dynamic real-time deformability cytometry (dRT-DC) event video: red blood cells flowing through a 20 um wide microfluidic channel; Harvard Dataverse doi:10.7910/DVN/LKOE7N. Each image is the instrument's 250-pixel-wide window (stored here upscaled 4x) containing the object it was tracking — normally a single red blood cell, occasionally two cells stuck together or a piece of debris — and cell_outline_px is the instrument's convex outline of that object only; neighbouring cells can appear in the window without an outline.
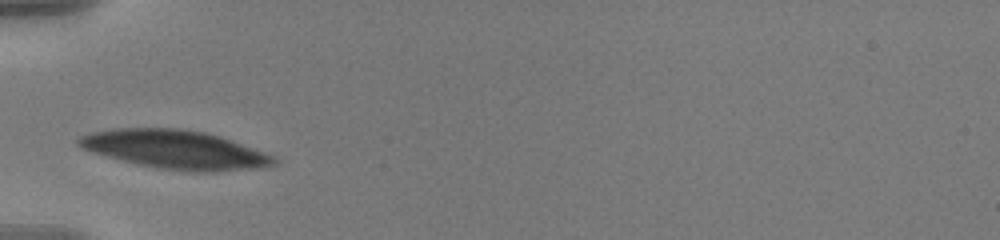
{"species": "human", "species_latin": "Homo sapiens", "temperature_condition": "warm", "stored_images_in_passage": 33, "camera_frame_rate_fps": 3000, "um_per_image_px": 0.085, "donor": {"sex": "male"}, "frame": {"image": 1, "passage_image": 1, "time_ms": 0.0, "image_size_px": [1000, 240], "cell_outline_px": [[280, 160], [276, 164], [216, 172], [192, 172], [160, 168], [136, 164], [120, 160], [92, 152], [80, 148], [76, 144], [76, 140], [80, 136], [92, 132], [112, 128], [180, 128], [204, 132], [220, 136], [276, 156]], "centroid_in_image_um": [14.85, 12.7], "position_along_channel_um": 70.2, "area_um2": 43.99}}
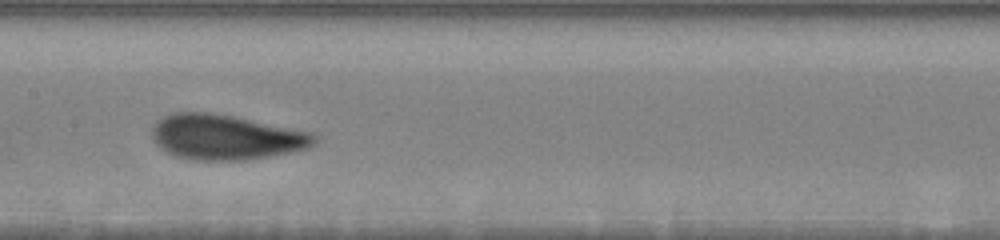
{"frame": {"image": 2, "passage_image": 11, "time_ms": 3.333, "image_size_px": [1000, 240], "cell_outline_px": [[316, 140], [308, 148], [292, 152], [244, 160], [196, 160], [176, 156], [160, 148], [156, 144], [152, 136], [152, 128], [156, 120], [172, 112], [208, 112], [232, 116], [308, 132], [316, 136]], "centroid_in_image_um": [19.12, 11.66], "position_along_channel_um": 188.3, "area_um2": 42.19}}
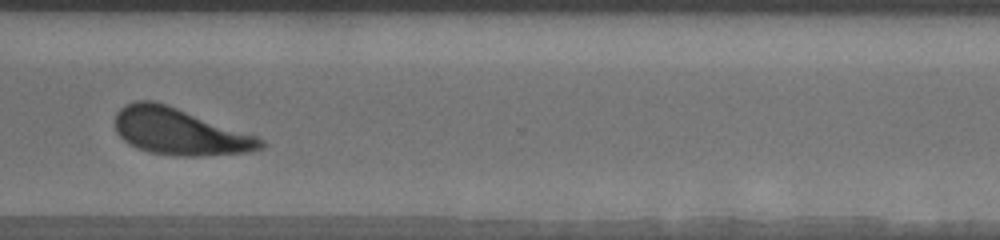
{"frame": {"image": 3, "passage_image": 25, "time_ms": 8.0, "image_size_px": [1000, 240], "cell_outline_px": [[264, 148], [248, 152], [200, 156], [176, 156], [152, 152], [136, 148], [128, 144], [116, 132], [116, 112], [124, 104], [136, 100], [152, 100], [168, 104], [256, 136], [264, 140]], "centroid_in_image_um": [15.24, 11.18], "position_along_channel_um": 355.4, "area_um2": 39.54}, "authors_computed_cell_mechanics": {"area_um2": 41.4426, "velocity_mm_per_s": 3.5867, "shape_relaxation_time_tau1_ms": 3.2538, "shape_relaxation_time_tau2_ms": 1.3824, "deformation_change_tau1": 0.1595, "deformation_change_tau2": 0.0716}}